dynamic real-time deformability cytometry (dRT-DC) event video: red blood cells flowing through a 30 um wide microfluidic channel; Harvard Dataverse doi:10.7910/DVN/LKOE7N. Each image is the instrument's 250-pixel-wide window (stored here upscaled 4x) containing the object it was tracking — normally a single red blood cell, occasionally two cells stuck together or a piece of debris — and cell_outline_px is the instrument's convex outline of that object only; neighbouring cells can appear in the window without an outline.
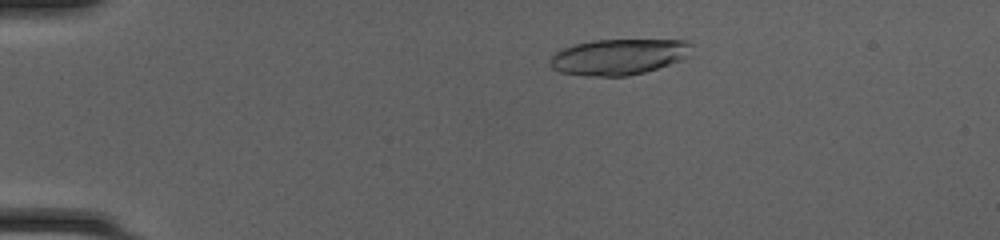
{"species": "common noctule bat (a hibernating species)", "species_latin": "Nyctalus noctula", "temperature_condition": "cold", "stored_images_in_passage": 48, "camera_frame_rate_fps": 3000, "um_per_image_px": 0.085, "animal": {"sex": "female", "body_mass_g": 20.0, "forearm_length_mm": 54.0}, "frame": {"image": 1, "passage_image": 9, "time_ms": 2.667, "image_size_px": [1000, 240], "cell_outline_px": [[692, 44], [688, 56], [680, 60], [644, 72], [628, 76], [588, 76], [560, 72], [552, 68], [552, 56], [556, 52], [564, 48], [576, 44], [592, 40], [688, 40]], "centroid_in_image_um": [52.6, 4.82], "position_along_channel_um": 32.4, "area_um2": 29.25}}